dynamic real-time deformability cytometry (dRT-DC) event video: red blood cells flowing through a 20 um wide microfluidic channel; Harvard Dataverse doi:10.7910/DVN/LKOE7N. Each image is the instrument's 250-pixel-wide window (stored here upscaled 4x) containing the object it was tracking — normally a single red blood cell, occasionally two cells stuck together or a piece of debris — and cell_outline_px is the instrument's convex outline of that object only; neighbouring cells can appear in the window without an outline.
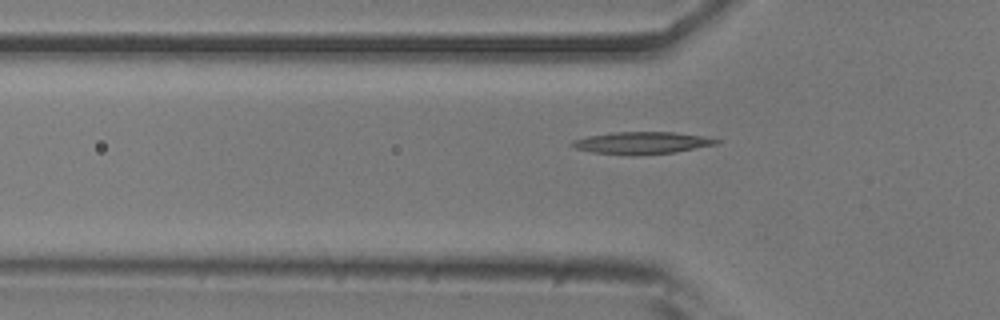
{"species": "common noctule bat (a hibernating species)", "species_latin": "Nyctalus noctula", "temperature_condition": "room temperature", "stored_images_in_passage": 36, "camera_frame_rate_fps": 3000, "um_per_image_px": 0.085, "animal": {"sex": "male", "body_mass_g": 20.5, "forearm_length_mm": 52.5}, "frame": {"image": 1, "passage_image": 4, "time_ms": 1.0, "image_size_px": [1000, 320], "cell_outline_px": [[720, 140], [716, 144], [676, 152], [636, 156], [592, 152], [576, 148], [568, 144], [572, 140], [588, 136], [612, 132], [676, 132], [704, 136]], "centroid_in_image_um": [54.53, 12.15], "position_along_channel_um": 71.3, "area_um2": 18.73}}
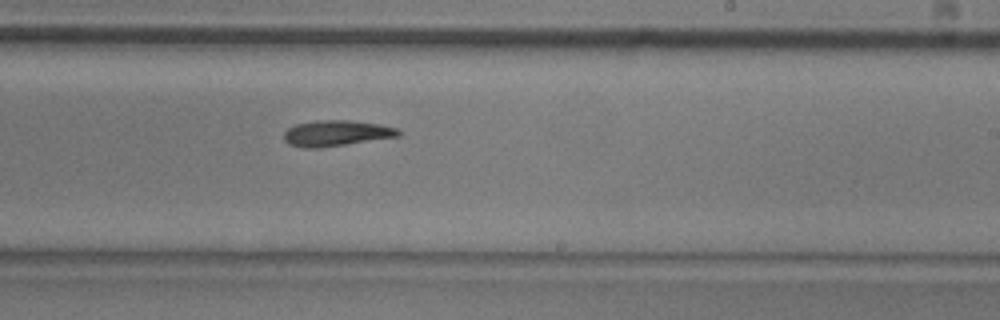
{"frame": {"image": 2, "passage_image": 19, "time_ms": 6.0, "image_size_px": [1000, 320], "cell_outline_px": [[400, 136], [320, 148], [304, 148], [288, 144], [284, 140], [284, 132], [288, 128], [296, 124], [316, 120], [348, 120], [380, 124], [400, 128]], "centroid_in_image_um": [28.59, 11.32], "position_along_channel_um": 260.4, "area_um2": 17.34}}
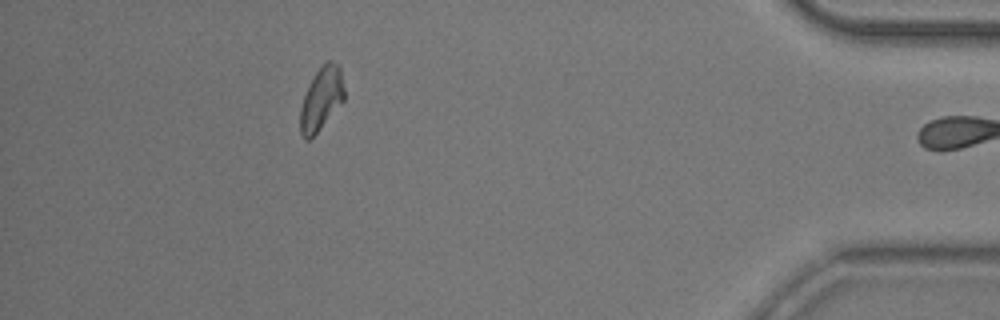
{"frame": {"image": 3, "passage_image": 35, "time_ms": 11.333, "image_size_px": [1000, 320], "cell_outline_px": [[344, 100], [316, 132], [308, 140], [304, 140], [300, 136], [300, 108], [304, 96], [316, 72], [328, 60], [332, 60], [340, 64], [344, 88]], "centroid_in_image_um": [27.32, 8.38], "position_along_channel_um": 407.9, "area_um2": 15.9}}